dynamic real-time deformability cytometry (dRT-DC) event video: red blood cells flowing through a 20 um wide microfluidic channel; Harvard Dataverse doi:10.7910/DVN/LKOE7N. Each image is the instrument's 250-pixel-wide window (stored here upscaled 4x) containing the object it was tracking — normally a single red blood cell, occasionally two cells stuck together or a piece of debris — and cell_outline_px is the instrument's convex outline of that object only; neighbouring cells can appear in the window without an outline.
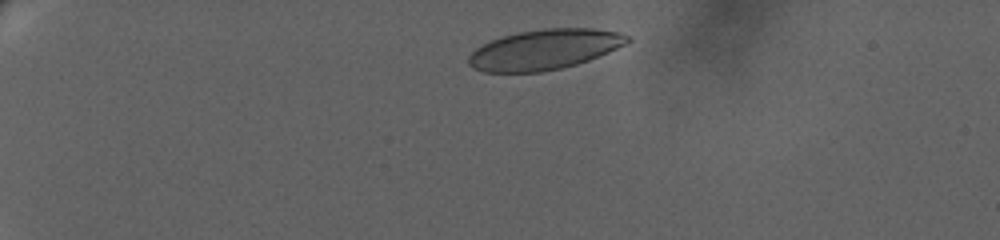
{"species": "human", "species_latin": "Homo sapiens", "temperature_condition": "warm", "stored_images_in_passage": 26, "camera_frame_rate_fps": 3000, "um_per_image_px": 0.085, "donor": {"sex": "female"}, "frame": {"image": 1, "passage_image": 1, "time_ms": 0.0, "image_size_px": [1000, 240], "cell_outline_px": [[632, 40], [608, 52], [588, 60], [576, 64], [560, 68], [540, 72], [484, 72], [472, 68], [468, 64], [468, 56], [476, 48], [500, 36], [520, 32], [544, 28], [592, 28], [616, 32], [628, 36]], "centroid_in_image_um": [46.24, 4.21], "position_along_channel_um": 38.8, "area_um2": 36.93}}
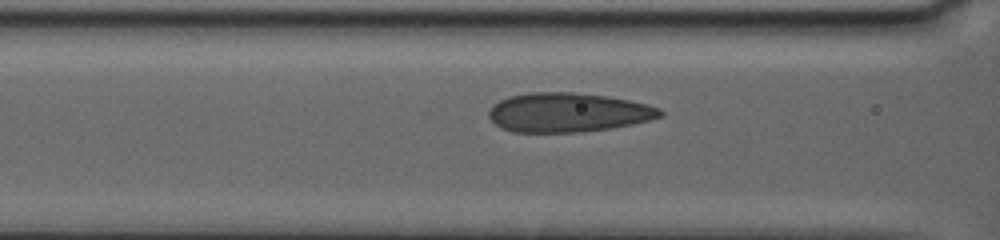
{"frame": {"image": 2, "passage_image": 19, "time_ms": 5.333, "image_size_px": [1000, 240], "cell_outline_px": [[664, 116], [652, 120], [612, 128], [580, 132], [512, 132], [500, 128], [488, 116], [488, 112], [492, 104], [508, 96], [528, 92], [572, 92], [608, 96], [648, 104], [660, 108], [664, 112]], "centroid_in_image_um": [48.29, 9.56], "position_along_channel_um": 118.3, "area_um2": 39.59}}
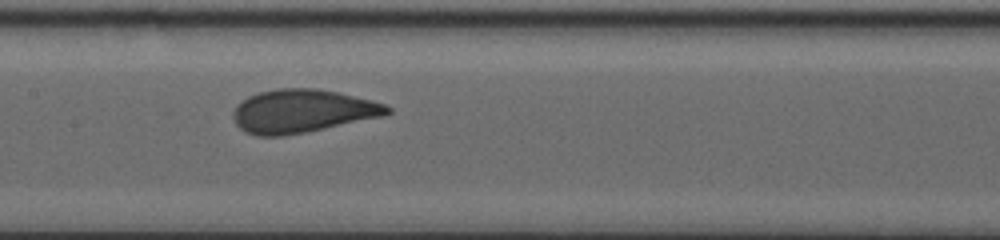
{"frame": {"image": 3, "passage_image": 25, "time_ms": 7.333, "image_size_px": [1000, 240], "cell_outline_px": [[392, 112], [384, 116], [284, 136], [256, 136], [244, 132], [236, 124], [232, 116], [232, 112], [236, 104], [248, 96], [260, 92], [276, 88], [316, 88], [336, 92], [372, 100], [384, 104], [392, 108]], "centroid_in_image_um": [25.66, 9.44], "position_along_channel_um": 181.7, "area_um2": 38.9}}